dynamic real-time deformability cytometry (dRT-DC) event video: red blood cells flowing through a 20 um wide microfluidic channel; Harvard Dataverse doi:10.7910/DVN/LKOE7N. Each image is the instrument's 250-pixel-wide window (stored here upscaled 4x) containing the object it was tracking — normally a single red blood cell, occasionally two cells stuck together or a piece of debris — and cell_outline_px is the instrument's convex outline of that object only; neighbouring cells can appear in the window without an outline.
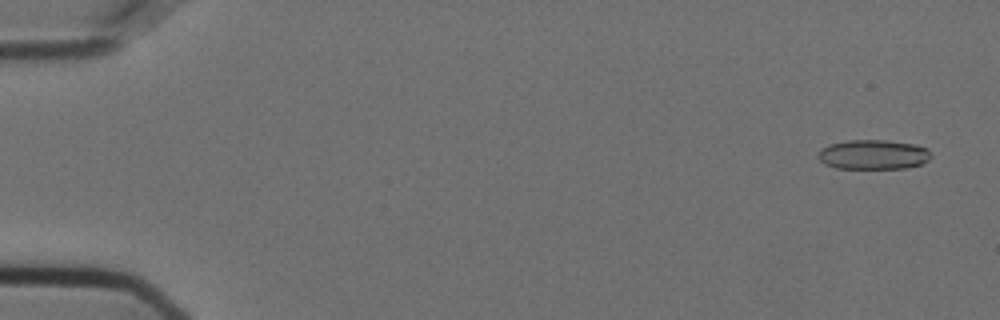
{"species": "Egyptian fruit bat (a non-hibernating species)", "species_latin": "Rousettus aegyptiacus", "temperature_condition": "cold", "stored_images_in_passage": 57, "camera_frame_rate_fps": 3000, "um_per_image_px": 0.085, "animal": {"sex": "female"}, "frame": {"image": 1, "passage_image": 3, "time_ms": 0.667, "image_size_px": [1000, 320], "cell_outline_px": [[932, 156], [928, 160], [920, 164], [904, 168], [836, 168], [824, 164], [816, 156], [820, 148], [832, 144], [848, 140], [884, 140], [912, 144], [928, 148]], "centroid_in_image_um": [74.2, 13.14], "position_along_channel_um": 10.8, "area_um2": 19.42}}
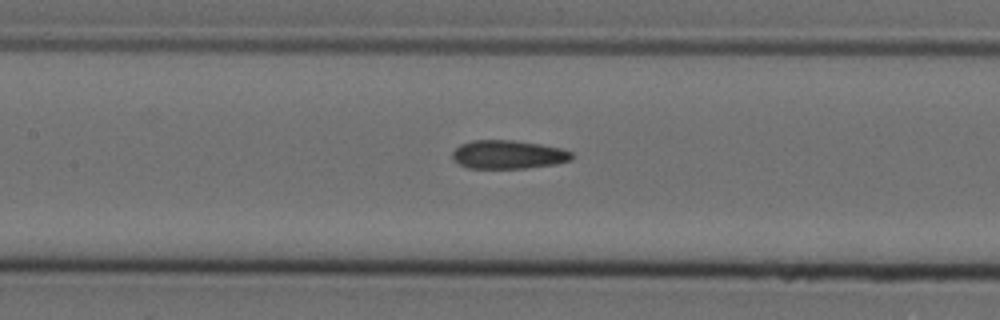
{"frame": {"image": 2, "passage_image": 27, "time_ms": 8.667, "image_size_px": [1000, 320], "cell_outline_px": [[572, 160], [556, 164], [524, 168], [468, 168], [452, 160], [452, 152], [460, 144], [472, 140], [512, 140], [540, 144], [560, 148], [572, 152]], "centroid_in_image_um": [43.17, 13.13], "position_along_channel_um": 164.2, "area_um2": 19.88}}
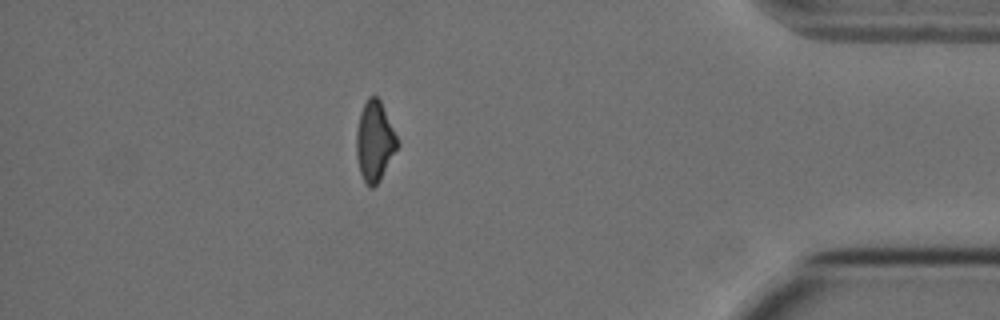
{"frame": {"image": 3, "passage_image": 50, "time_ms": 16.333, "image_size_px": [1000, 320], "cell_outline_px": [[400, 144], [380, 180], [372, 188], [368, 188], [364, 184], [360, 172], [356, 156], [356, 132], [360, 112], [368, 96], [376, 96], [380, 100]], "centroid_in_image_um": [31.83, 12.04], "position_along_channel_um": 403.4, "area_um2": 19.19}, "authors_computed_cell_mechanics": {"area_um2": 19.941, "velocity_mm_per_s": 3.6222, "shape_relaxation_time_tau1_ms": 7.588, "shape_relaxation_time_tau2_ms": 3.2903, "deformation_change_tau1": 0.1722, "deformation_change_tau2": 0.1315}}